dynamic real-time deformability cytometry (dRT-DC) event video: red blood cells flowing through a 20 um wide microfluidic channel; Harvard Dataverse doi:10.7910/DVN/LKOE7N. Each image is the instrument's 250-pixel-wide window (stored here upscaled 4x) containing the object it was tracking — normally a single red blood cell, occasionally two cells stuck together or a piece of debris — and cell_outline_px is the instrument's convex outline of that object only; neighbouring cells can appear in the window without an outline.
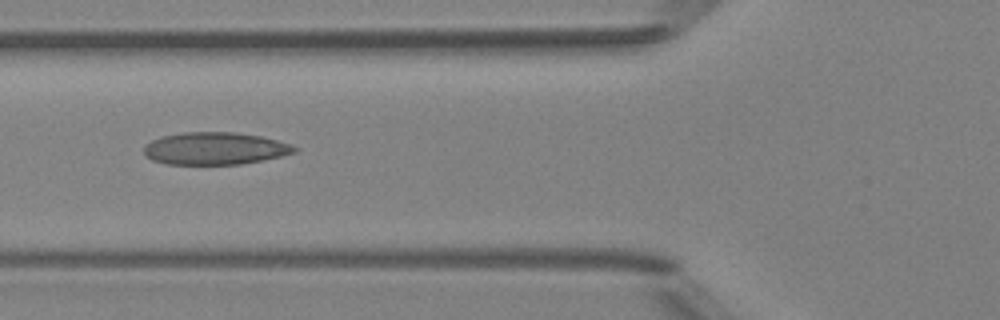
{"species": "Egyptian fruit bat (a non-hibernating species)", "species_latin": "Rousettus aegyptiacus", "temperature_condition": "room temperature", "stored_images_in_passage": 5, "camera_frame_rate_fps": 3000, "um_per_image_px": 0.085, "animal": {"sex": "female"}, "frame": {"image": 1, "passage_image": 5, "time_ms": 5.333, "image_size_px": [1000, 320], "cell_outline_px": [[300, 148], [296, 152], [264, 160], [240, 164], [168, 164], [152, 160], [144, 152], [144, 144], [160, 136], [184, 132], [236, 132], [260, 136], [292, 144]], "centroid_in_image_um": [18.29, 12.61], "position_along_channel_um": 107.5, "area_um2": 28.5}}